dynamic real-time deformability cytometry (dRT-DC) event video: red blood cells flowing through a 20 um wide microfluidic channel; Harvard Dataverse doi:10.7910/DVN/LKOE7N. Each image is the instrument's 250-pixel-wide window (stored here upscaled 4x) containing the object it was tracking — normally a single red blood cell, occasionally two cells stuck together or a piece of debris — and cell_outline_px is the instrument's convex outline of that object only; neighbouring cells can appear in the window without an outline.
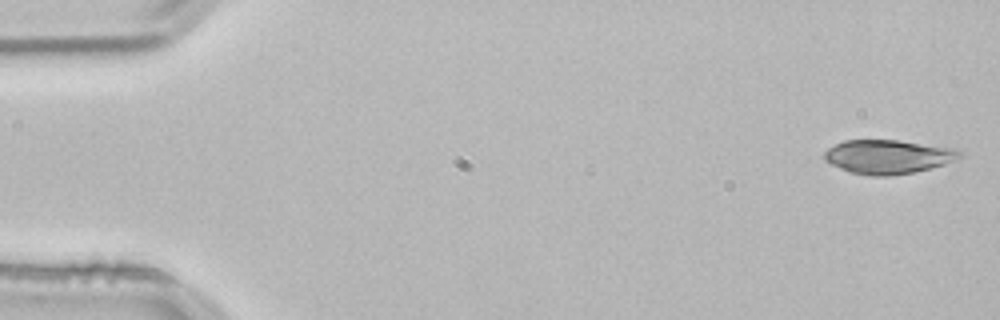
{"species": "common noctule bat (a hibernating species)", "species_latin": "Nyctalus noctula", "temperature_condition": "room temperature", "stored_images_in_passage": 29, "camera_frame_rate_fps": 3000, "um_per_image_px": 0.085, "animal": {"sex": "male", "body_mass_g": 21.5, "forearm_length_mm": 52.0}, "frame": {"image": 1, "passage_image": 1, "time_ms": 0.0, "image_size_px": [1000, 320], "cell_outline_px": [[964, 156], [944, 164], [912, 172], [888, 176], [868, 176], [848, 172], [824, 160], [824, 152], [828, 148], [844, 140], [896, 140], [956, 148]], "centroid_in_image_um": [75.46, 13.32], "position_along_channel_um": 9.5, "area_um2": 26.7}}
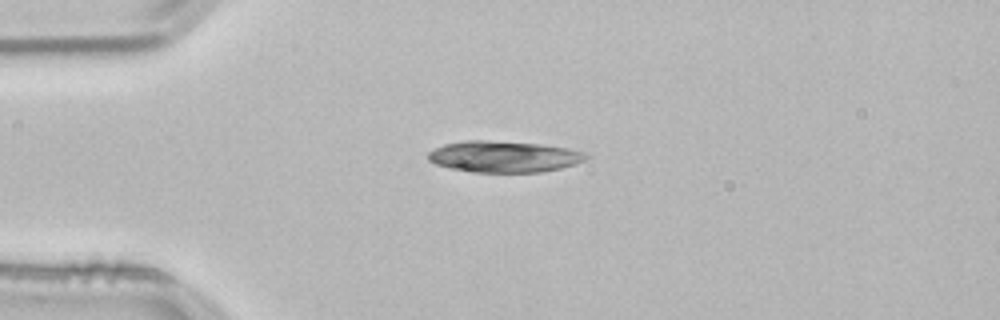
{"frame": {"image": 2, "passage_image": 12, "time_ms": 3.667, "image_size_px": [1000, 320], "cell_outline_px": [[588, 156], [584, 160], [576, 164], [560, 168], [540, 172], [472, 172], [448, 168], [436, 164], [428, 160], [428, 152], [444, 144], [468, 140], [488, 140], [540, 144], [568, 148], [580, 152]], "centroid_in_image_um": [42.79, 13.31], "position_along_channel_um": 42.2, "area_um2": 28.67}}